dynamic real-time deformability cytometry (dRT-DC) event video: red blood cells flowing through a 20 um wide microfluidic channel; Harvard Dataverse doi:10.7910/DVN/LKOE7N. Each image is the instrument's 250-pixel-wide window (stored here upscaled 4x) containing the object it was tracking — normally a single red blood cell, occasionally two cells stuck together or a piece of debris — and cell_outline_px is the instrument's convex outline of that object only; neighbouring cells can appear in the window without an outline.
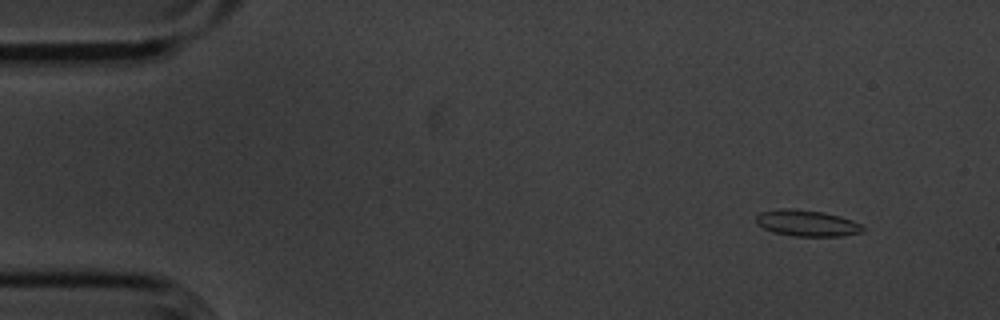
{"species": "common noctule bat (a hibernating species)", "species_latin": "Nyctalus noctula", "temperature_condition": "cold", "stored_images_in_passage": 55, "camera_frame_rate_fps": 3000, "um_per_image_px": 0.085, "animal": {"sex": "male", "body_mass_g": 20.1, "forearm_length_mm": 53.5}, "frame": {"image": 1, "passage_image": 5, "time_ms": 1.333, "image_size_px": [1000, 320], "cell_outline_px": [[864, 232], [844, 236], [792, 236], [772, 232], [756, 224], [756, 216], [760, 212], [780, 208], [792, 208], [824, 212], [840, 216], [852, 220], [860, 224], [864, 228]], "centroid_in_image_um": [68.58, 18.97], "position_along_channel_um": 16.4, "area_um2": 16.53}}
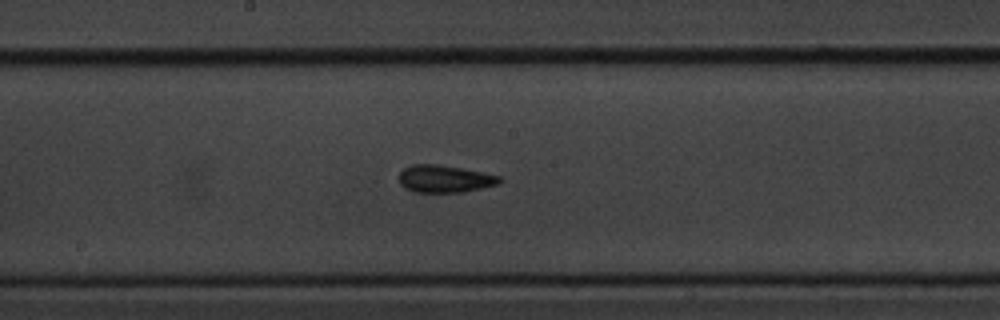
{"frame": {"image": 2, "passage_image": 29, "time_ms": 9.333, "image_size_px": [1000, 320], "cell_outline_px": [[504, 180], [500, 184], [464, 192], [412, 192], [404, 188], [400, 184], [400, 172], [404, 168], [412, 164], [436, 164], [460, 168], [500, 176]], "centroid_in_image_um": [37.8, 15.21], "position_along_channel_um": 210.4, "area_um2": 16.07}}
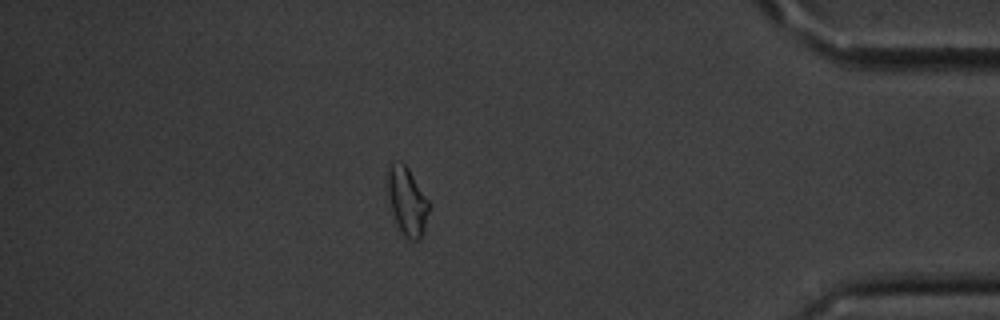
{"frame": {"image": 3, "passage_image": 48, "time_ms": 15.667, "image_size_px": [1000, 320], "cell_outline_px": [[428, 212], [424, 228], [420, 240], [412, 240], [404, 236], [396, 224], [392, 212], [388, 192], [388, 168], [392, 164], [400, 160], [408, 168], [428, 200]], "centroid_in_image_um": [34.6, 17.12], "position_along_channel_um": 400.6, "area_um2": 15.95}, "authors_computed_cell_mechanics": {"area_um2": 15.9528, "velocity_mm_per_s": 3.608, "shape_relaxation_time_tau1_ms": 2.3424, "shape_relaxation_time_tau2_ms": 2.369, "deformation_change_tau1": 0.0684, "deformation_change_tau2": 0.091}}